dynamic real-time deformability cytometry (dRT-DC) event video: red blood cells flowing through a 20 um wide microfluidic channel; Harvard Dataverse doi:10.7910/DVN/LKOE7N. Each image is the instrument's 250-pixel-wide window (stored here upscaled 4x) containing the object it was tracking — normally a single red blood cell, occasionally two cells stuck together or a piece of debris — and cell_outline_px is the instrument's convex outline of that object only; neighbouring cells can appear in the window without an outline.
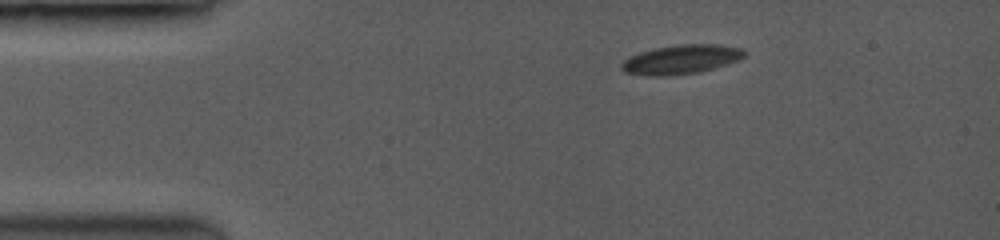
{"species": "common noctule bat (a hibernating species)", "species_latin": "Nyctalus noctula", "temperature_condition": "room temperature", "stored_images_in_passage": 3, "camera_frame_rate_fps": 3500, "um_per_image_px": 0.085, "animal": {"sex": "female", "body_mass_g": 19.0, "forearm_length_mm": 53.3}, "frame": {"image": 1, "passage_image": 1, "time_ms": 0.0, "image_size_px": [1000, 240], "cell_outline_px": [[744, 56], [736, 60], [712, 68], [696, 72], [628, 72], [624, 68], [624, 60], [640, 52], [656, 48], [684, 44], [712, 44], [740, 48], [744, 52]], "centroid_in_image_um": [58.01, 4.97], "position_along_channel_um": 27.0, "area_um2": 18.73}}
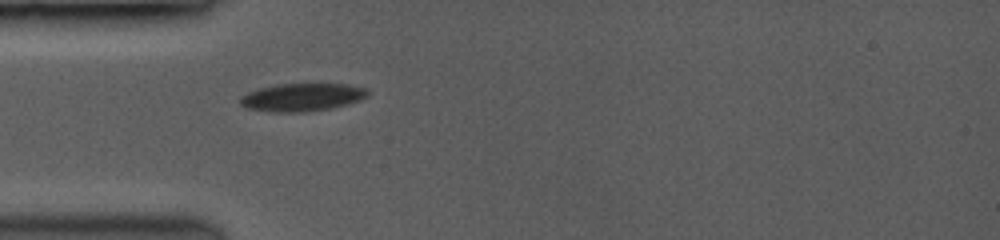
{"frame": {"image": 2, "passage_image": 3, "time_ms": 2.286, "image_size_px": [1000, 240], "cell_outline_px": [[368, 96], [344, 104], [328, 108], [304, 112], [280, 112], [248, 108], [240, 104], [240, 100], [248, 92], [260, 88], [284, 84], [344, 84], [364, 88], [368, 92]], "centroid_in_image_um": [25.66, 8.26], "position_along_channel_um": 59.3, "area_um2": 19.94}}